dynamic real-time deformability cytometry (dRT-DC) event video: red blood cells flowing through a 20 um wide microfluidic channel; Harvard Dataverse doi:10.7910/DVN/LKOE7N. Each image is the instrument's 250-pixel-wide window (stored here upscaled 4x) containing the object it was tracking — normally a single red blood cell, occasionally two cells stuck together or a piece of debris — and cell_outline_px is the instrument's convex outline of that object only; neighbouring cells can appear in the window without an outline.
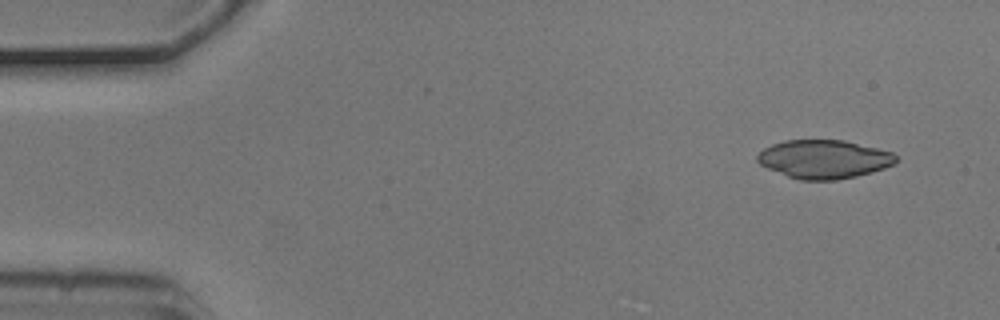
{"species": "common noctule bat (a hibernating species)", "species_latin": "Nyctalus noctula", "temperature_condition": "cold", "stored_images_in_passage": 4, "camera_frame_rate_fps": 3000, "um_per_image_px": 0.085, "animal": {"sex": "male", "body_mass_g": 20.5, "forearm_length_mm": 52.5}, "frame": {"image": 1, "passage_image": 1, "time_ms": 0.0, "image_size_px": [1000, 320], "cell_outline_px": [[896, 160], [892, 164], [884, 168], [872, 172], [856, 176], [836, 180], [800, 180], [788, 176], [768, 168], [760, 164], [756, 160], [756, 156], [764, 148], [772, 144], [784, 140], [844, 140], [892, 152], [896, 156]], "centroid_in_image_um": [70.01, 13.53], "position_along_channel_um": 15.0, "area_um2": 30.92}}